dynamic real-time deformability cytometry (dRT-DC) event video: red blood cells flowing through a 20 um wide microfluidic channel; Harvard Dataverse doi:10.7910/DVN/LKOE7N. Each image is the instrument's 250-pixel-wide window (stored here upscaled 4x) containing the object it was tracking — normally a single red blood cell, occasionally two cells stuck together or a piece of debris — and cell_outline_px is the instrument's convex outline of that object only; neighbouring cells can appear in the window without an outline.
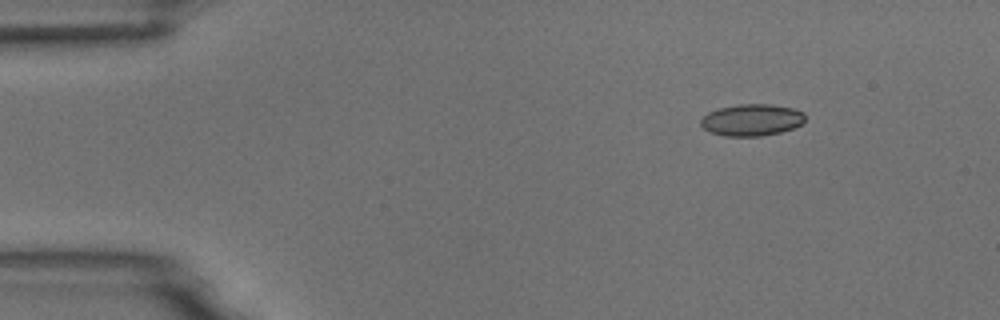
{"species": "common noctule bat (a hibernating species)", "species_latin": "Nyctalus noctula", "temperature_condition": "room temperature", "stored_images_in_passage": 6, "camera_frame_rate_fps": 3000, "um_per_image_px": 0.085, "animal": {"sex": "male", "body_mass_g": 18.8}, "frame": {"image": 1, "passage_image": 1, "time_ms": 0.0, "image_size_px": [1000, 320], "cell_outline_px": [[804, 120], [800, 124], [792, 128], [780, 132], [760, 136], [724, 136], [708, 132], [700, 124], [700, 120], [708, 112], [720, 108], [740, 104], [772, 104], [792, 108], [804, 112]], "centroid_in_image_um": [63.87, 10.2], "position_along_channel_um": 21.1, "area_um2": 19.25}}
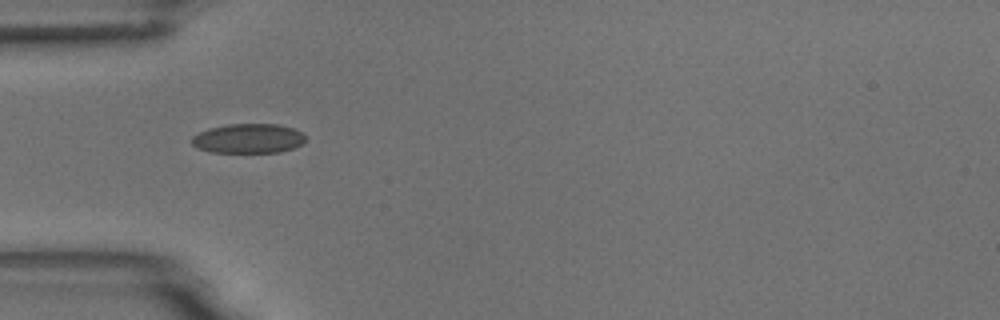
{"frame": {"image": 2, "passage_image": 4, "time_ms": 1.0, "image_size_px": [1000, 320], "cell_outline_px": [[304, 140], [300, 144], [292, 148], [280, 152], [208, 152], [196, 148], [192, 144], [192, 136], [208, 128], [228, 124], [276, 124], [296, 128], [304, 136]], "centroid_in_image_um": [21.07, 11.77], "position_along_channel_um": 63.9, "area_um2": 19.54}}